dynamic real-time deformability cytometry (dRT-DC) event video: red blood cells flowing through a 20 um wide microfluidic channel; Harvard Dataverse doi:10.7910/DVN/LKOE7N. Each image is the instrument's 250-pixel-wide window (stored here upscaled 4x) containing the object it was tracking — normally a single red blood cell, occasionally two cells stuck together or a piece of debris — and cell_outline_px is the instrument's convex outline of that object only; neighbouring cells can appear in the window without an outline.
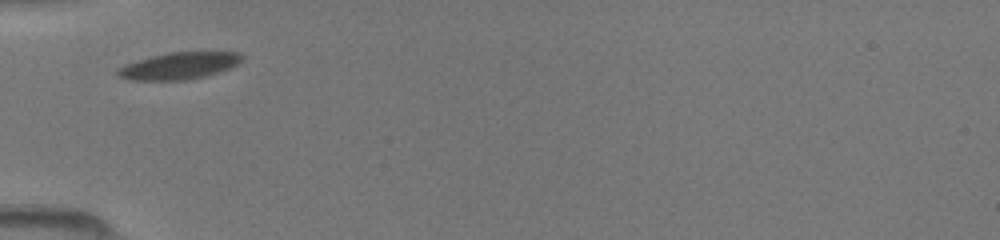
{"species": "common noctule bat (a hibernating species)", "species_latin": "Nyctalus noctula", "temperature_condition": "room temperature", "stored_images_in_passage": 26, "camera_frame_rate_fps": 3000, "um_per_image_px": 0.085, "animal": {"sex": "female", "body_mass_g": 19.5, "forearm_length_mm": 54.1}, "frame": {"image": 1, "passage_image": 1, "time_ms": 0.0, "image_size_px": [1000, 240], "cell_outline_px": [[244, 56], [236, 64], [228, 68], [204, 76], [188, 80], [128, 80], [120, 76], [116, 72], [116, 68], [124, 64], [136, 60], [168, 52], [240, 52]], "centroid_in_image_um": [15.16, 5.59], "position_along_channel_um": 69.8, "area_um2": 19.36}}
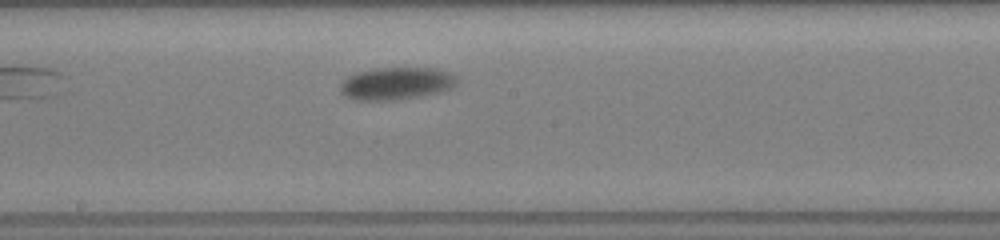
{"frame": {"image": 2, "passage_image": 12, "time_ms": 3.667, "image_size_px": [1000, 240], "cell_outline_px": [[460, 80], [452, 88], [444, 92], [420, 96], [392, 100], [352, 100], [344, 96], [340, 92], [340, 84], [348, 76], [356, 72], [376, 68], [436, 68], [448, 72], [456, 76]], "centroid_in_image_um": [33.7, 7.1], "position_along_channel_um": 214.5, "area_um2": 22.37}}
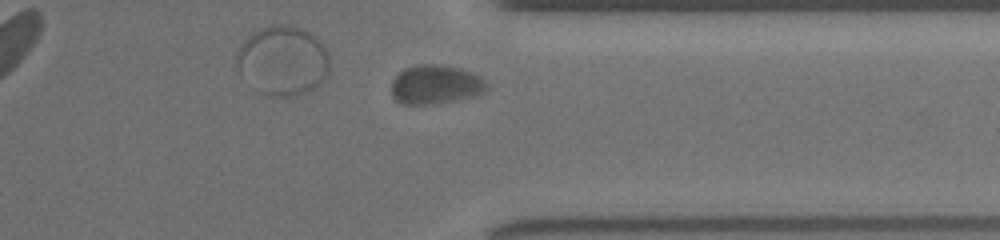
{"frame": {"image": 3, "passage_image": 24, "time_ms": 7.667, "image_size_px": [1000, 240], "cell_outline_px": [[488, 84], [484, 92], [472, 96], [452, 100], [428, 104], [404, 104], [396, 100], [392, 96], [392, 80], [404, 68], [420, 64], [436, 64], [460, 68], [472, 72], [480, 76]], "centroid_in_image_um": [37.01, 7.17], "position_along_channel_um": 374.4, "area_um2": 21.44}}